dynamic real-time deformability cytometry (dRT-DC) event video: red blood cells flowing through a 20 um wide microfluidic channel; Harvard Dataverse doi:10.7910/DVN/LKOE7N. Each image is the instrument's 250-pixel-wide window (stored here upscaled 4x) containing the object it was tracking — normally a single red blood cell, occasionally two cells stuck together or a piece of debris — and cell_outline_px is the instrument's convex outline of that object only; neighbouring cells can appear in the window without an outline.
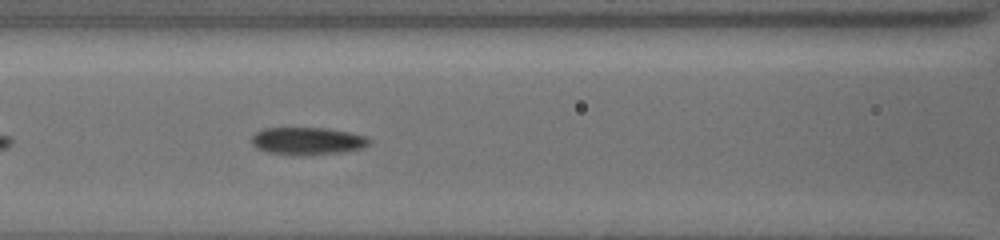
{"species": "common noctule bat (a hibernating species)", "species_latin": "Nyctalus noctula", "temperature_condition": "cold", "stored_images_in_passage": 62, "camera_frame_rate_fps": 3000, "um_per_image_px": 0.085, "animal": {"sex": "female", "body_mass_g": 19.5, "forearm_length_mm": 54.1}, "frame": {"image": 1, "passage_image": 20, "time_ms": 8.333, "image_size_px": [1000, 240], "cell_outline_px": [[372, 140], [364, 148], [340, 152], [268, 152], [256, 148], [252, 144], [252, 136], [256, 132], [264, 128], [328, 128], [348, 132], [364, 136]], "centroid_in_image_um": [26.15, 11.93], "position_along_channel_um": 140.5, "area_um2": 17.8}}
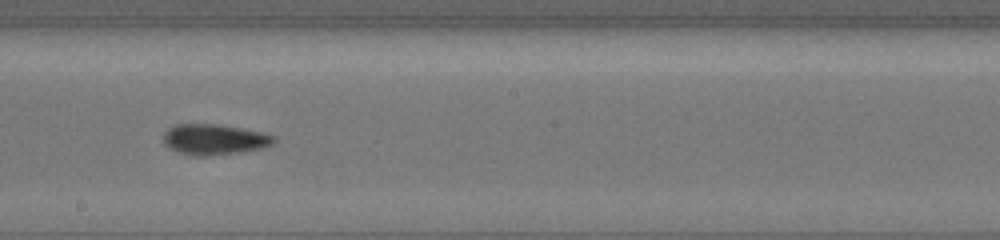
{"frame": {"image": 2, "passage_image": 30, "time_ms": 10.667, "image_size_px": [1000, 240], "cell_outline_px": [[276, 140], [272, 144], [264, 148], [244, 152], [208, 156], [196, 156], [180, 152], [164, 144], [164, 132], [168, 128], [176, 124], [216, 124], [240, 128], [260, 132], [276, 136]], "centroid_in_image_um": [18.25, 11.86], "position_along_channel_um": 230.0, "area_um2": 19.71}}
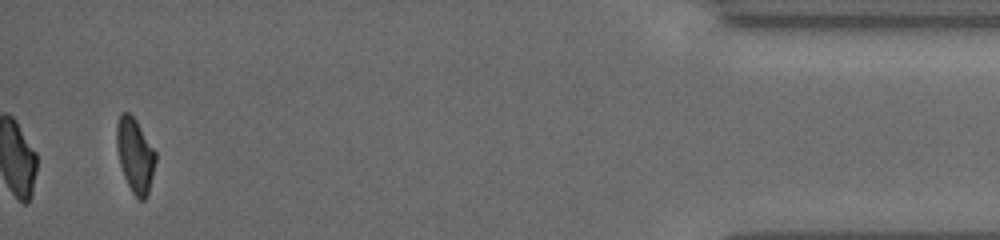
{"frame": {"image": 3, "passage_image": 59, "time_ms": 17.333, "image_size_px": [1000, 240], "cell_outline_px": [[156, 160], [148, 196], [144, 200], [140, 200], [132, 192], [124, 176], [120, 164], [116, 148], [116, 124], [120, 112], [128, 112], [136, 120], [156, 152]], "centroid_in_image_um": [11.47, 13.19], "position_along_channel_um": 423.7, "area_um2": 16.94}, "authors_computed_cell_mechanics": {"area_um2": 18.4671, "velocity_mm_per_s": 3.8426, "shape_relaxation_time_tau1_ms": 3.15, "shape_relaxation_time_tau2_ms": 6.007, "deformation_change_tau1": 0.1264, "deformation_change_tau2": 0.1006}}